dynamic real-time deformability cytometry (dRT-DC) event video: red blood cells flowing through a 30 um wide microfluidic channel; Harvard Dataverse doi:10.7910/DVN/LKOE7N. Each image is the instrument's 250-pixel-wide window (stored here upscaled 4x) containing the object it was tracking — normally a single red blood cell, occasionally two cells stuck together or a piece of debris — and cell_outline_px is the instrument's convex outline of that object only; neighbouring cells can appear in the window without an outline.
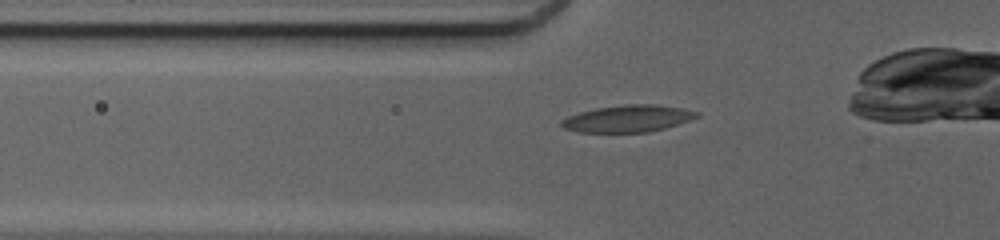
{"species": "common noctule bat (a hibernating species)", "species_latin": "Nyctalus noctula", "temperature_condition": "cold", "stored_images_in_passage": 33, "camera_frame_rate_fps": 3000, "um_per_image_px": 0.085, "animal": {"sex": "female", "body_mass_g": 20.0, "forearm_length_mm": 54.0}, "frame": {"image": 1, "passage_image": 5, "time_ms": 1.333, "image_size_px": [1000, 240], "cell_outline_px": [[700, 116], [664, 128], [648, 132], [576, 132], [564, 128], [560, 124], [560, 120], [568, 116], [580, 112], [596, 108], [624, 104], [656, 104], [680, 108], [700, 112]], "centroid_in_image_um": [53.33, 10.07], "position_along_channel_um": 72.5, "area_um2": 21.15}}
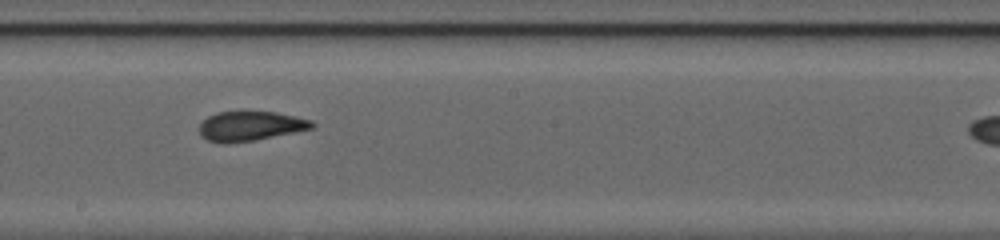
{"frame": {"image": 2, "passage_image": 16, "time_ms": 5.0, "image_size_px": [1000, 240], "cell_outline_px": [[316, 128], [256, 140], [228, 144], [220, 144], [208, 140], [200, 136], [200, 124], [208, 116], [216, 112], [276, 112], [296, 116], [312, 120], [316, 124]], "centroid_in_image_um": [21.31, 10.73], "position_along_channel_um": 226.9, "area_um2": 19.71}}
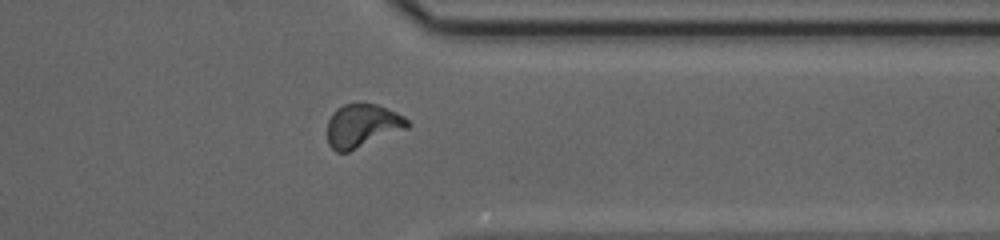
{"frame": {"image": 3, "passage_image": 27, "time_ms": 8.667, "image_size_px": [1000, 240], "cell_outline_px": [[412, 124], [408, 128], [348, 152], [336, 152], [328, 144], [328, 120], [332, 112], [336, 108], [344, 104], [376, 104], [396, 112], [404, 116]], "centroid_in_image_um": [30.8, 10.69], "position_along_channel_um": 380.6, "area_um2": 20.23}, "authors_computed_cell_mechanics": {"area_um2": 19.8832, "velocity_mm_per_s": 4.2359, "shape_relaxation_time_tau1_ms": null, "shape_relaxation_time_tau2_ms": 0.9495, "deformation_change_tau1": null, "deformation_change_tau2": 0.0714}}